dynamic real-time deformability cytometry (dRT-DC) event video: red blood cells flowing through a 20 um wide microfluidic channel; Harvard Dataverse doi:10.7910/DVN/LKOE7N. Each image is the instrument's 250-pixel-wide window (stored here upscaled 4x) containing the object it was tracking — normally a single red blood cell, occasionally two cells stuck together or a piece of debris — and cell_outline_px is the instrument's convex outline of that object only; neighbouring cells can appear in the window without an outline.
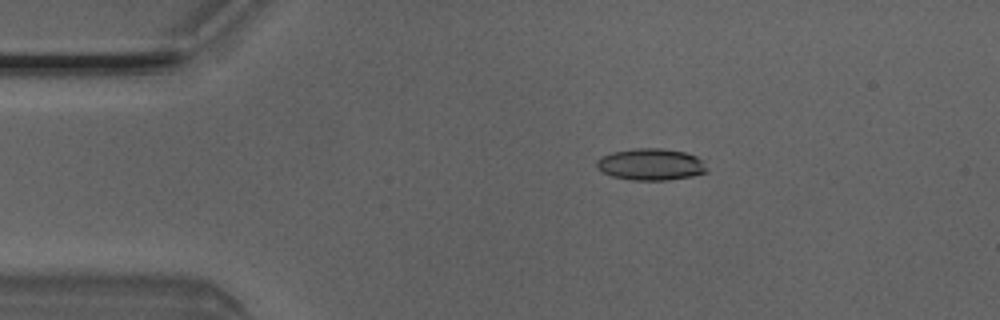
{"species": "Egyptian fruit bat (a non-hibernating species)", "species_latin": "Rousettus aegyptiacus", "temperature_condition": "room temperature", "stored_images_in_passage": 4, "camera_frame_rate_fps": 3000, "um_per_image_px": 0.085, "animal": {"sex": "male"}, "frame": {"image": 1, "passage_image": 2, "time_ms": 0.333, "image_size_px": [1000, 320], "cell_outline_px": [[708, 172], [692, 176], [668, 180], [632, 180], [612, 176], [600, 172], [596, 168], [596, 160], [600, 156], [612, 152], [636, 148], [660, 148], [684, 152], [696, 156], [704, 160], [708, 168]], "centroid_in_image_um": [55.31, 13.98], "position_along_channel_um": 29.7, "area_um2": 20.69}}